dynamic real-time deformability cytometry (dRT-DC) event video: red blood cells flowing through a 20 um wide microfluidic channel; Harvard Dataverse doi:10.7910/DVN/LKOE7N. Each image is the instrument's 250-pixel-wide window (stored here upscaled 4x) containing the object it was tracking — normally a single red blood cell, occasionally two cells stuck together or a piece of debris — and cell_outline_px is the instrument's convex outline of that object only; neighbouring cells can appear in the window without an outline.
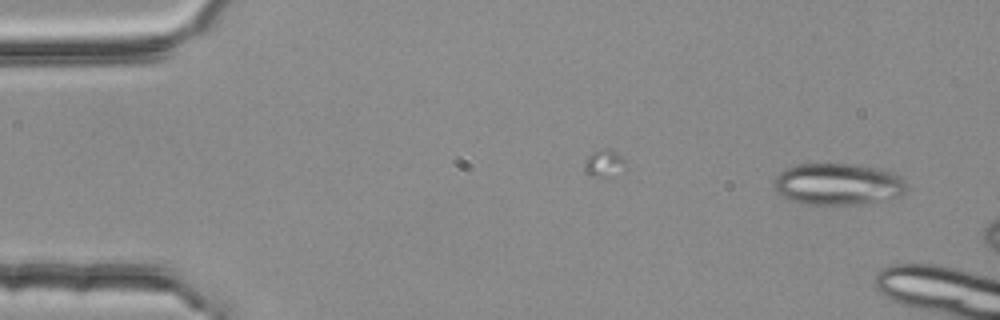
{"species": "common noctule bat (a hibernating species)", "species_latin": "Nyctalus noctula", "temperature_condition": "room temperature", "stored_images_in_passage": 3, "camera_frame_rate_fps": 3000, "um_per_image_px": 0.085, "animal": {"sex": "female", "body_mass_g": 25.1}, "frame": {"image": 1, "passage_image": 3, "time_ms": 0.667, "image_size_px": [1000, 320], "cell_outline_px": [[908, 188], [900, 196], [888, 200], [860, 204], [804, 204], [788, 200], [772, 184], [776, 176], [784, 168], [796, 164], [860, 164], [884, 168], [900, 176], [904, 180]], "centroid_in_image_um": [71.27, 15.64], "position_along_channel_um": 13.7, "area_um2": 32.71}}